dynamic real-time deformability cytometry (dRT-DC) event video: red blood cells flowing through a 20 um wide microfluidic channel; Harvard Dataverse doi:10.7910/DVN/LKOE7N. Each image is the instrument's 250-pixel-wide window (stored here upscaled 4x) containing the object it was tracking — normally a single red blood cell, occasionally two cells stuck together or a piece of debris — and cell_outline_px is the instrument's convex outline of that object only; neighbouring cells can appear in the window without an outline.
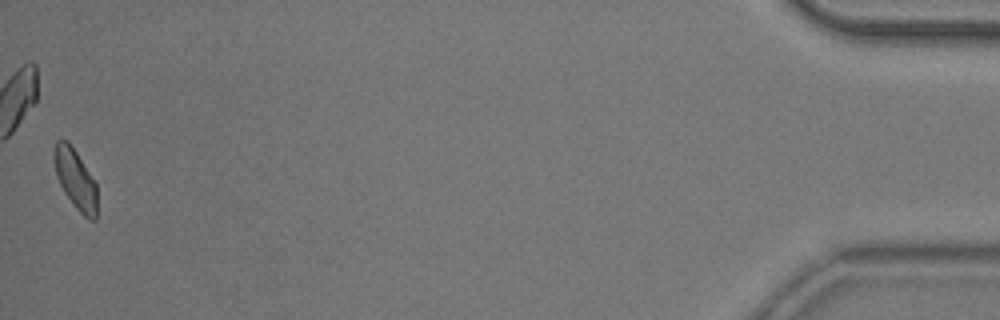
{"species": "common noctule bat (a hibernating species)", "species_latin": "Nyctalus noctula", "temperature_condition": "room temperature", "stored_images_in_passage": 53, "camera_frame_rate_fps": 3000, "um_per_image_px": 0.085, "animal": {"sex": "male", "body_mass_g": 20.5, "forearm_length_mm": 52.5}, "frame": {"image": 1, "passage_image": 53, "time_ms": 17.333, "image_size_px": [1000, 320], "cell_outline_px": [[96, 220], [88, 220], [76, 208], [64, 192], [56, 176], [56, 140], [68, 140], [96, 180]], "centroid_in_image_um": [6.46, 15.26], "position_along_channel_um": 428.7, "area_um2": 14.74}}